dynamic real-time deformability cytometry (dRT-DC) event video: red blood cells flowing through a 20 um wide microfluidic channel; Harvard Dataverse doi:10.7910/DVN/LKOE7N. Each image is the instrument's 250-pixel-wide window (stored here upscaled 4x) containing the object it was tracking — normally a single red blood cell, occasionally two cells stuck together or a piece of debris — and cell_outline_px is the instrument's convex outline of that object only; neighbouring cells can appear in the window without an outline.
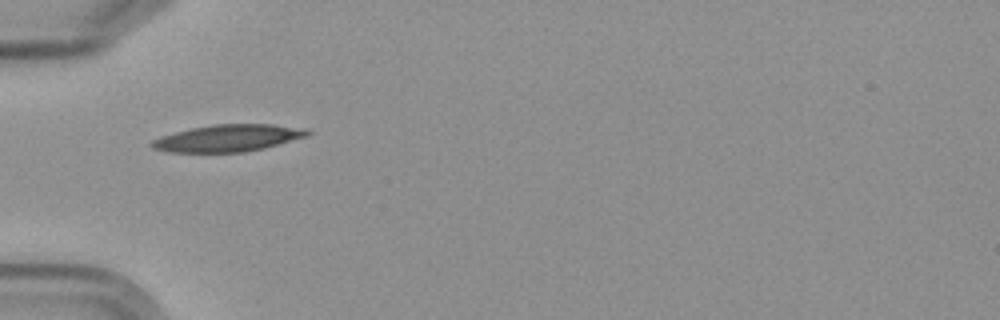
{"species": "Egyptian fruit bat (a non-hibernating species)", "species_latin": "Rousettus aegyptiacus", "temperature_condition": "cold", "stored_images_in_passage": 1, "camera_frame_rate_fps": 3000, "um_per_image_px": 0.085, "frame": {"image": 1, "passage_image": 1, "time_ms": 0.0, "image_size_px": [1000, 320], "cell_outline_px": [[312, 132], [308, 136], [264, 148], [244, 152], [168, 152], [152, 148], [148, 144], [152, 140], [160, 136], [192, 128], [212, 124], [272, 124], [308, 128]], "centroid_in_image_um": [19.4, 11.73], "position_along_channel_um": 65.6, "area_um2": 24.62}}